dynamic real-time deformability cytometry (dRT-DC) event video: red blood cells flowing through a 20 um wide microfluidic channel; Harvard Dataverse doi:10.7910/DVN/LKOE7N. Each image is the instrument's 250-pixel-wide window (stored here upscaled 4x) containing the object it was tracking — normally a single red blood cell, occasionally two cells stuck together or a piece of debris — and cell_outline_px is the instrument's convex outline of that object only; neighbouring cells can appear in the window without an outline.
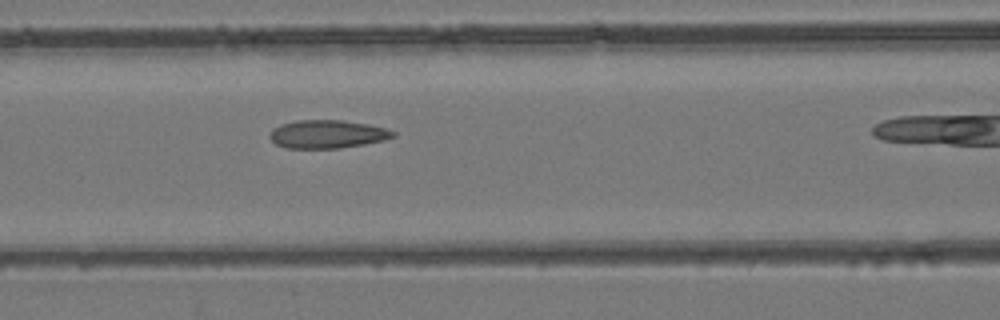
{"species": "common noctule bat (a hibernating species)", "species_latin": "Nyctalus noctula", "temperature_condition": "room temperature", "stored_images_in_passage": 18, "camera_frame_rate_fps": 3000, "um_per_image_px": 0.085, "animal": {"sex": "female", "body_mass_g": 24.6, "forearm_length_mm": 56.2}, "frame": {"image": 1, "passage_image": 15, "time_ms": 4.667, "image_size_px": [1000, 320], "cell_outline_px": [[396, 136], [384, 140], [364, 144], [340, 148], [284, 148], [276, 144], [268, 136], [272, 128], [280, 124], [296, 120], [344, 120], [368, 124], [388, 128], [396, 132]], "centroid_in_image_um": [27.82, 11.39], "position_along_channel_um": 138.8, "area_um2": 20.52}}
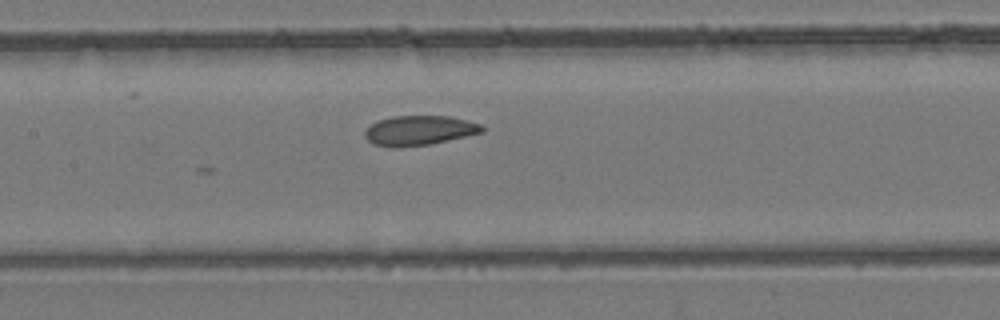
{"frame": {"image": 2, "passage_image": 18, "time_ms": 5.667, "image_size_px": [1000, 320], "cell_outline_px": [[484, 132], [432, 144], [400, 148], [388, 148], [372, 144], [364, 136], [364, 132], [372, 124], [380, 120], [392, 116], [448, 116], [480, 124], [484, 128]], "centroid_in_image_um": [35.6, 11.11], "position_along_channel_um": 171.8, "area_um2": 20.4}}